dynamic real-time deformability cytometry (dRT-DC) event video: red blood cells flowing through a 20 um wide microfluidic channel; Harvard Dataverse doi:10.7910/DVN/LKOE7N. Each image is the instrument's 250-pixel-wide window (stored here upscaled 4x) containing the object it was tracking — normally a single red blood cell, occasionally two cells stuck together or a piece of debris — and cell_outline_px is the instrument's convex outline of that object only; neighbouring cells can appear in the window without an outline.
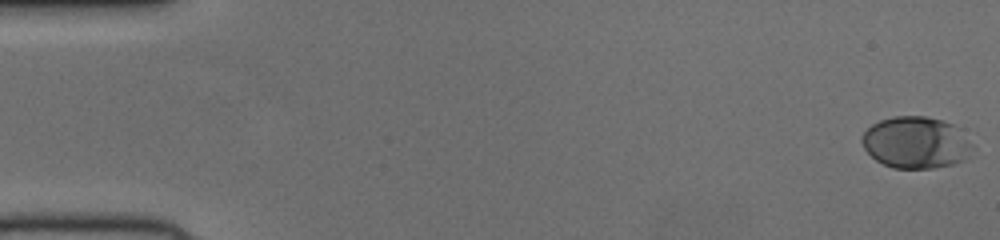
{"species": "human", "species_latin": "Homo sapiens", "temperature_condition": "cold", "stored_images_in_passage": 52, "camera_frame_rate_fps": 3000, "um_per_image_px": 0.085, "donor": {"sex": "female"}, "frame": {"image": 1, "passage_image": 1, "time_ms": 0.0, "image_size_px": [1000, 240], "cell_outline_px": [[972, 148], [964, 160], [952, 164], [932, 168], [892, 168], [876, 160], [864, 148], [860, 140], [860, 136], [872, 124], [880, 120], [892, 116], [924, 116], [940, 120], [952, 124], [972, 144]], "centroid_in_image_um": [77.79, 12.11], "position_along_channel_um": 7.2, "area_um2": 33.0}}
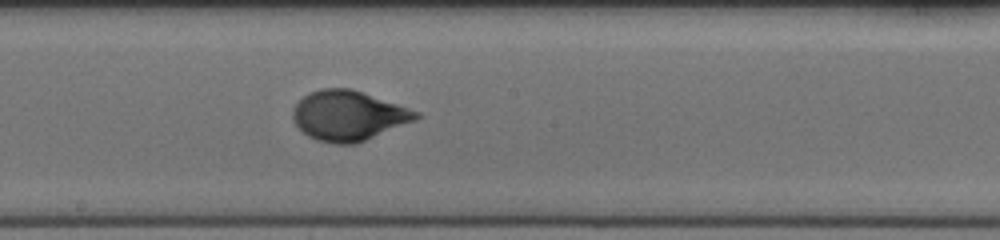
{"frame": {"image": 2, "passage_image": 29, "time_ms": 9.333, "image_size_px": [1000, 240], "cell_outline_px": [[420, 116], [416, 120], [356, 144], [336, 144], [316, 140], [308, 136], [292, 120], [292, 108], [308, 92], [320, 88], [352, 88], [420, 112]], "centroid_in_image_um": [29.6, 9.82], "position_along_channel_um": 218.6, "area_um2": 35.89}}
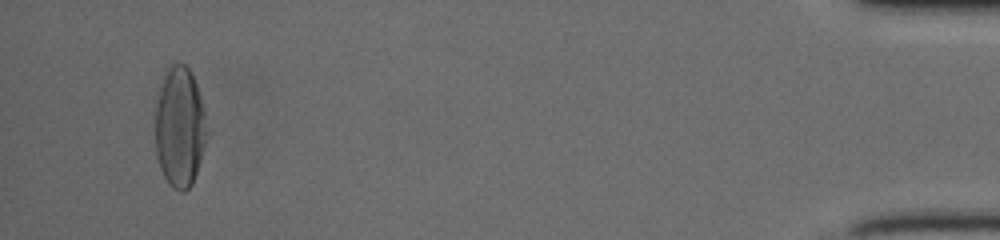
{"frame": {"image": 3, "passage_image": 50, "time_ms": 16.333, "image_size_px": [1000, 240], "cell_outline_px": [[204, 144], [196, 172], [192, 184], [184, 192], [180, 192], [172, 188], [168, 184], [160, 168], [156, 156], [156, 108], [160, 88], [164, 76], [168, 68], [172, 64], [184, 64], [188, 68], [196, 84], [200, 96], [204, 112]], "centroid_in_image_um": [15.24, 10.84], "position_along_channel_um": 420.0, "area_um2": 35.26}}